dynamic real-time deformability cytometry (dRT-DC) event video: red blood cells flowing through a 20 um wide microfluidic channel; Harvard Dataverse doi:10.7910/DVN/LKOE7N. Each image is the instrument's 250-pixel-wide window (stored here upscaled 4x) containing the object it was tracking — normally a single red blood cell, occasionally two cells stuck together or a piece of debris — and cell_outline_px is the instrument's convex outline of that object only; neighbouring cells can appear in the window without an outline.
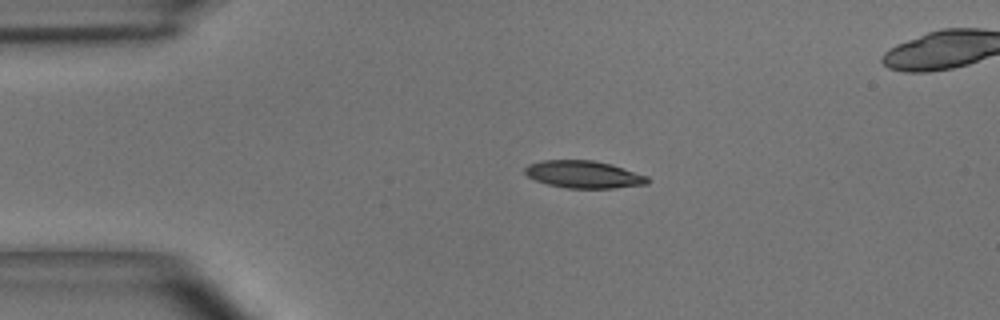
{"species": "common noctule bat (a hibernating species)", "species_latin": "Nyctalus noctula", "temperature_condition": "room temperature", "stored_images_in_passage": 38, "camera_frame_rate_fps": 3000, "um_per_image_px": 0.085, "animal": {"sex": "male", "body_mass_g": 15.6}, "frame": {"image": 1, "passage_image": 1, "time_ms": 0.0, "image_size_px": [1000, 320], "cell_outline_px": [[648, 184], [612, 188], [568, 188], [548, 184], [536, 180], [528, 176], [524, 172], [524, 168], [528, 164], [544, 160], [592, 160], [612, 164], [648, 176]], "centroid_in_image_um": [49.61, 14.82], "position_along_channel_um": 35.4, "area_um2": 19.48}}
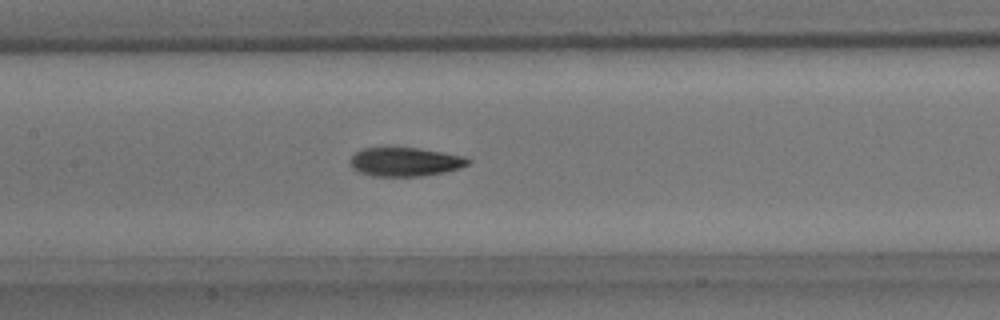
{"frame": {"image": 2, "passage_image": 14, "time_ms": 4.333, "image_size_px": [1000, 320], "cell_outline_px": [[472, 160], [468, 164], [460, 168], [444, 172], [420, 176], [372, 176], [360, 172], [352, 168], [352, 156], [356, 152], [364, 148], [420, 148], [464, 156]], "centroid_in_image_um": [34.47, 13.76], "position_along_channel_um": 172.9, "area_um2": 19.59}}
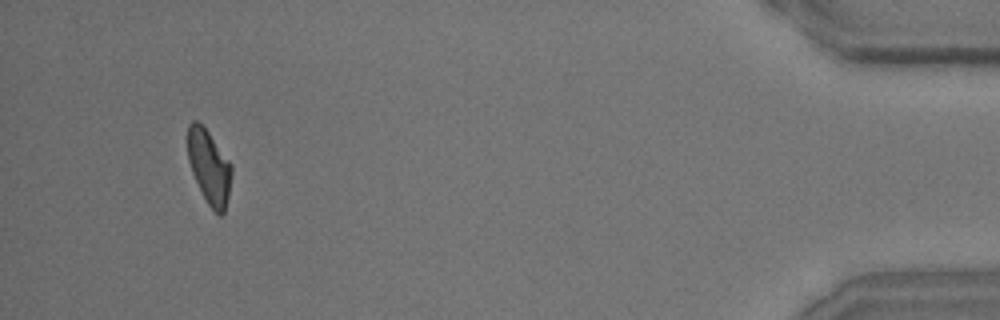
{"frame": {"image": 3, "passage_image": 38, "time_ms": 12.333, "image_size_px": [1000, 320], "cell_outline_px": [[232, 172], [228, 196], [224, 212], [220, 216], [208, 204], [192, 172], [188, 160], [188, 124], [192, 120], [196, 120], [208, 132], [232, 164]], "centroid_in_image_um": [17.78, 14.17], "position_along_channel_um": 417.4, "area_um2": 18.55}, "authors_computed_cell_mechanics": {"area_um2": 19.6809, "velocity_mm_per_s": 3.9507, "shape_relaxation_time_tau1_ms": 3.9447, "shape_relaxation_time_tau2_ms": 2.9157, "deformation_change_tau1": 0.1576, "deformation_change_tau2": 0.1024}}